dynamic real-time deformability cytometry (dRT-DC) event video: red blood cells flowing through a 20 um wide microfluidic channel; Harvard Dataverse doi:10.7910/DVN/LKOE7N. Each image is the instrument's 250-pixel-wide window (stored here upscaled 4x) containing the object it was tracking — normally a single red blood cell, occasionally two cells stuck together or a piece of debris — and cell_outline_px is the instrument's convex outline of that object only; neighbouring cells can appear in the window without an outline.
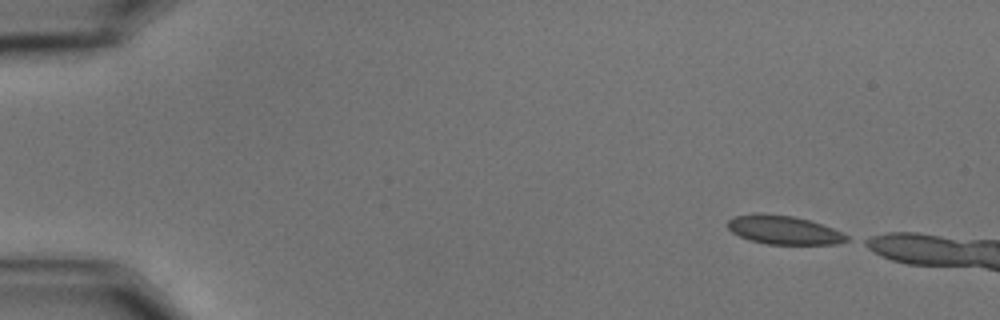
{"species": "common noctule bat (a hibernating species)", "species_latin": "Nyctalus noctula", "temperature_condition": "cold", "stored_images_in_passage": 6, "camera_frame_rate_fps": 3000, "um_per_image_px": 0.085, "animal": {"sex": "male", "body_mass_g": 15.6}, "frame": {"image": 1, "passage_image": 1, "time_ms": 0.0, "image_size_px": [1000, 320], "cell_outline_px": [[848, 240], [836, 244], [768, 244], [748, 240], [732, 232], [728, 228], [728, 220], [736, 216], [752, 212], [792, 216], [808, 220], [844, 232], [848, 236]], "centroid_in_image_um": [66.6, 19.54], "position_along_channel_um": 18.4, "area_um2": 19.83}}